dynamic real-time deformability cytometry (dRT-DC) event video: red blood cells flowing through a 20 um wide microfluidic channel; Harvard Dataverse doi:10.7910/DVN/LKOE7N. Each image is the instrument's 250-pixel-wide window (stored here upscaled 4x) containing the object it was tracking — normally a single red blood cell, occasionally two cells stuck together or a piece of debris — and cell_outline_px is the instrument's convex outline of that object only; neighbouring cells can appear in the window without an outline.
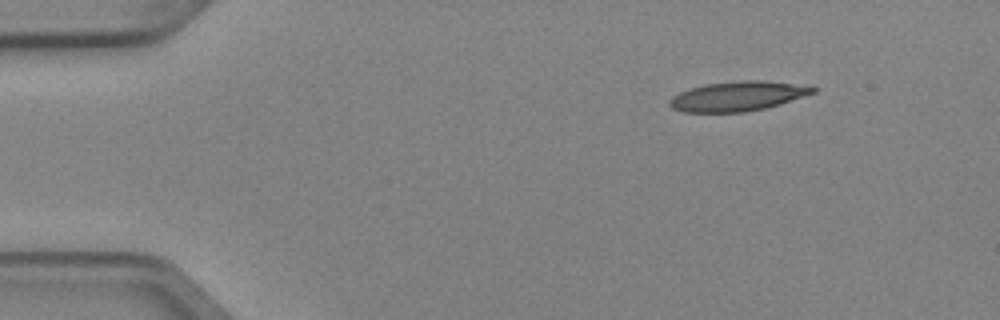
{"species": "Egyptian fruit bat (a non-hibernating species)", "species_latin": "Rousettus aegyptiacus", "temperature_condition": "cold", "stored_images_in_passage": 3, "camera_frame_rate_fps": 3000, "um_per_image_px": 0.085, "animal": {"sex": "female"}, "frame": {"image": 1, "passage_image": 1, "time_ms": 0.0, "image_size_px": [1000, 320], "cell_outline_px": [[816, 92], [780, 104], [764, 108], [744, 112], [684, 112], [672, 108], [668, 104], [668, 100], [672, 96], [680, 92], [704, 84], [740, 80], [764, 80], [812, 84], [816, 88]], "centroid_in_image_um": [62.77, 8.15], "position_along_channel_um": 22.2, "area_um2": 25.14}}